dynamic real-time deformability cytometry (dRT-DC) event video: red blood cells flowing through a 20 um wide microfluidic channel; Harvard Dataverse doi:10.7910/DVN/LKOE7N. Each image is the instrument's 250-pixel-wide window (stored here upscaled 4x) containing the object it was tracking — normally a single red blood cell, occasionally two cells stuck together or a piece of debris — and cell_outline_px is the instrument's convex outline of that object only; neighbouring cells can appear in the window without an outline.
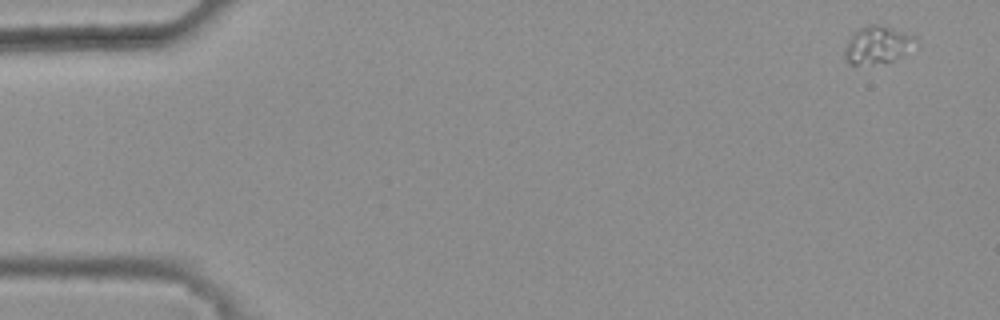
{"species": "common noctule bat (a hibernating species)", "species_latin": "Nyctalus noctula", "temperature_condition": "warm", "stored_images_in_passage": 4, "camera_frame_rate_fps": 3000, "um_per_image_px": 0.085, "animal": {"sex": "female", "body_mass_g": 25.1}, "frame": {"image": 1, "passage_image": 4, "time_ms": 1.0, "image_size_px": [1000, 320], "cell_outline_px": [[916, 40], [900, 56], [892, 60], [872, 64], [852, 64], [844, 60], [844, 48], [852, 32], [868, 24], [880, 24], [916, 36]], "centroid_in_image_um": [74.5, 3.79], "position_along_channel_um": 10.5, "area_um2": 15.26}}